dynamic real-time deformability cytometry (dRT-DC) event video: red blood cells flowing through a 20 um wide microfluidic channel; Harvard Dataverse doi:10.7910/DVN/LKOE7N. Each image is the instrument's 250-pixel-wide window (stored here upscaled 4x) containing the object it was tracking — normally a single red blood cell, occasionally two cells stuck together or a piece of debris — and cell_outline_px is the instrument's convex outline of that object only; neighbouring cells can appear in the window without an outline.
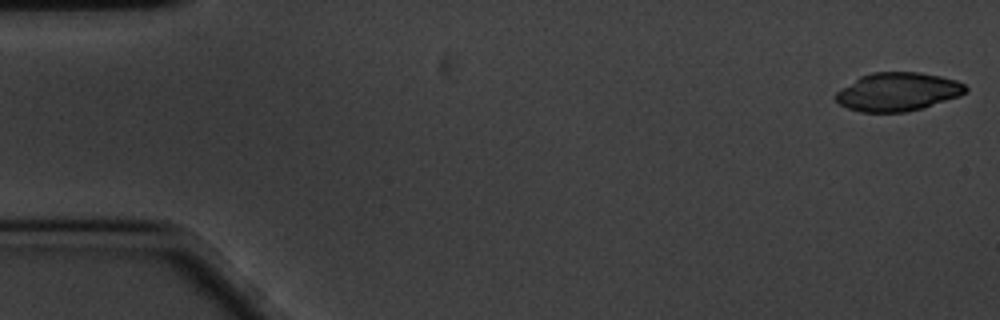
{"species": "common noctule bat (a hibernating species)", "species_latin": "Nyctalus noctula", "temperature_condition": "cold", "stored_images_in_passage": 58, "camera_frame_rate_fps": 3000, "um_per_image_px": 0.085, "animal": {"sex": "male", "body_mass_g": 20.1, "forearm_length_mm": 53.5}, "frame": {"image": 1, "passage_image": 1, "time_ms": 0.0, "image_size_px": [1000, 320], "cell_outline_px": [[968, 92], [960, 96], [924, 108], [904, 112], [860, 112], [848, 108], [840, 104], [836, 100], [836, 92], [840, 88], [860, 76], [872, 72], [920, 72], [940, 76], [956, 80], [964, 84], [968, 88]], "centroid_in_image_um": [76.33, 7.8], "position_along_channel_um": 8.7, "area_um2": 29.3}}